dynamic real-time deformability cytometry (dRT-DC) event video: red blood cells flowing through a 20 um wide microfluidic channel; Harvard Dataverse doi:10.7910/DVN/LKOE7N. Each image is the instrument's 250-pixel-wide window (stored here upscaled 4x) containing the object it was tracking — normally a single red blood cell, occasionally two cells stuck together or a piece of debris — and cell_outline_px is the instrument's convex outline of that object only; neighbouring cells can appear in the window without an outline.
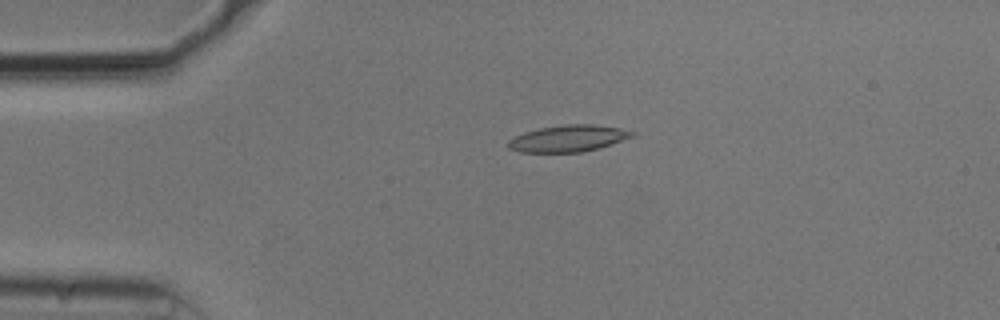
{"species": "common noctule bat (a hibernating species)", "species_latin": "Nyctalus noctula", "temperature_condition": "cold", "stored_images_in_passage": 52, "camera_frame_rate_fps": 3000, "um_per_image_px": 0.085, "animal": {"sex": "male", "body_mass_g": 20.5, "forearm_length_mm": 52.5}, "frame": {"image": 1, "passage_image": 10, "time_ms": 3.0, "image_size_px": [1000, 320], "cell_outline_px": [[636, 136], [600, 148], [580, 152], [520, 152], [508, 148], [508, 140], [524, 132], [540, 128], [564, 124], [592, 124], [620, 128], [636, 132]], "centroid_in_image_um": [48.34, 11.76], "position_along_channel_um": 36.7, "area_um2": 19.31}}
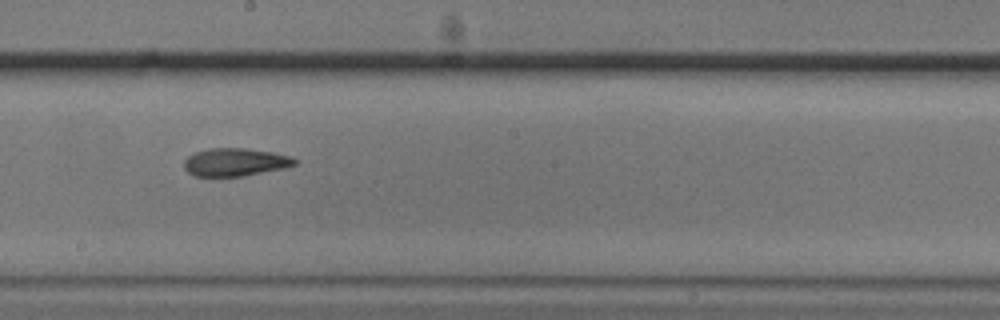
{"frame": {"image": 2, "passage_image": 28, "time_ms": 9.0, "image_size_px": [1000, 320], "cell_outline_px": [[300, 160], [296, 164], [284, 168], [244, 176], [196, 176], [188, 172], [184, 168], [184, 160], [188, 156], [196, 152], [208, 148], [244, 148], [272, 152], [288, 156]], "centroid_in_image_um": [19.99, 13.78], "position_along_channel_um": 228.2, "area_um2": 17.98}}
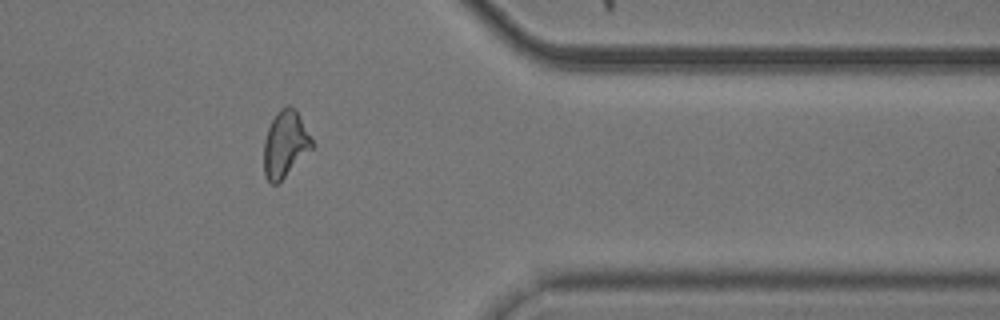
{"frame": {"image": 3, "passage_image": 42, "time_ms": 13.667, "image_size_px": [1000, 320], "cell_outline_px": [[312, 148], [276, 184], [272, 184], [264, 176], [264, 140], [268, 128], [276, 112], [280, 108], [288, 104], [296, 112], [312, 140]], "centroid_in_image_um": [24.19, 12.24], "position_along_channel_um": 387.2, "area_um2": 17.98}, "authors_computed_cell_mechanics": {"area_um2": 18.5249, "velocity_mm_per_s": 3.742, "shape_relaxation_time_tau1_ms": null, "shape_relaxation_time_tau2_ms": 3.9012, "deformation_change_tau1": null, "deformation_change_tau2": 0.1167}}